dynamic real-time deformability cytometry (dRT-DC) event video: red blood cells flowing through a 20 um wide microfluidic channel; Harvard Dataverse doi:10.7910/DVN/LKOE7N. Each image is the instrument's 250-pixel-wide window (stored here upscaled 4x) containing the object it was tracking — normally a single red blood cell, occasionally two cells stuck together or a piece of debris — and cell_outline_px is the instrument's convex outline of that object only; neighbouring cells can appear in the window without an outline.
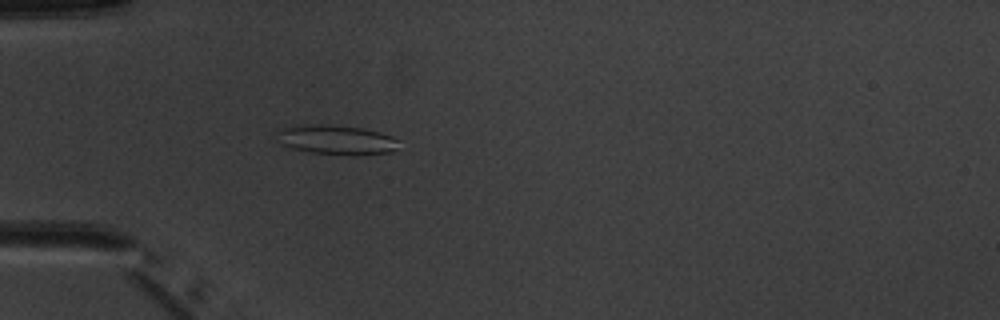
{"species": "common noctule bat (a hibernating species)", "species_latin": "Nyctalus noctula", "temperature_condition": "warm", "stored_images_in_passage": 5, "camera_frame_rate_fps": 3000, "um_per_image_px": 0.085, "animal": {"sex": "male", "body_mass_g": 20.1, "forearm_length_mm": 53.5}, "frame": {"image": 1, "passage_image": 5, "time_ms": 4.667, "image_size_px": [1000, 320], "cell_outline_px": [[400, 140], [396, 148], [392, 152], [356, 156], [352, 156], [308, 152], [292, 148], [284, 144], [276, 132], [280, 128], [296, 124], [324, 124], [364, 128], [380, 132], [392, 136]], "centroid_in_image_um": [28.63, 11.88], "position_along_channel_um": 56.4, "area_um2": 21.33}}